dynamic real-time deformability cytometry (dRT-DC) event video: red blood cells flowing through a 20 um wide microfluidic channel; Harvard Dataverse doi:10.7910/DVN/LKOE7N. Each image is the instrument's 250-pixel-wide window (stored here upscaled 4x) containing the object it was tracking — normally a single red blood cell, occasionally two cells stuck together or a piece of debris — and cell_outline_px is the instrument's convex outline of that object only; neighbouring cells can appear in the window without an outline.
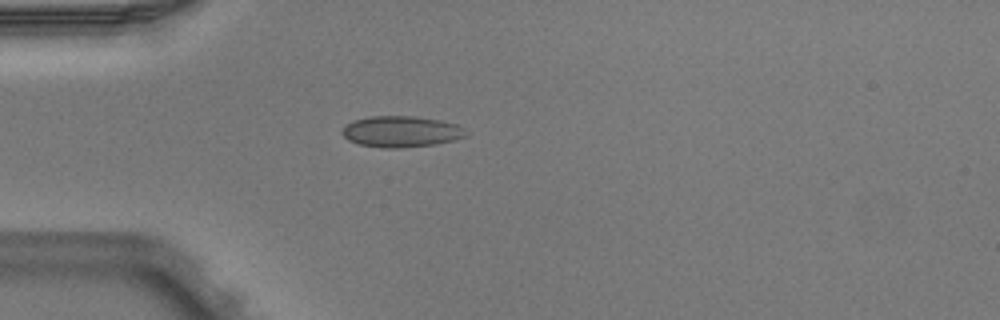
{"species": "Egyptian fruit bat (a non-hibernating species)", "species_latin": "Rousettus aegyptiacus", "temperature_condition": "warm", "stored_images_in_passage": 1, "camera_frame_rate_fps": 3000, "um_per_image_px": 0.085, "animal": {"sex": "male"}, "frame": {"image": 1, "passage_image": 1, "time_ms": 0.0, "image_size_px": [1000, 320], "cell_outline_px": [[464, 136], [452, 140], [436, 144], [400, 148], [384, 148], [360, 144], [348, 140], [340, 132], [352, 120], [372, 116], [416, 116], [440, 120], [456, 124], [464, 128]], "centroid_in_image_um": [34.07, 11.18], "position_along_channel_um": 50.9, "area_um2": 22.25}}